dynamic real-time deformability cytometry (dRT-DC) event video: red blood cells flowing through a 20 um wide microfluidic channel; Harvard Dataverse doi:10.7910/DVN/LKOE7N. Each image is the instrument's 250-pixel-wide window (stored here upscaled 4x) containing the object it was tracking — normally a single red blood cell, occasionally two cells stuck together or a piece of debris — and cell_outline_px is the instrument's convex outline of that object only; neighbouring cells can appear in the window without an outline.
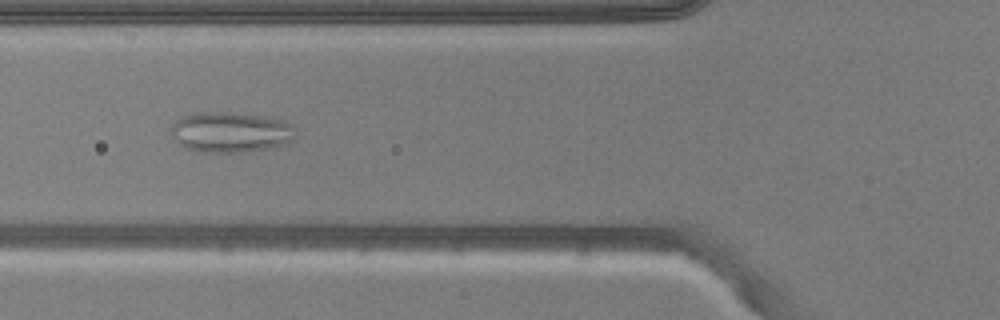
{"species": "common noctule bat (a hibernating species)", "species_latin": "Nyctalus noctula", "temperature_condition": "warm", "stored_images_in_passage": 12, "camera_frame_rate_fps": 3000, "um_per_image_px": 0.085, "animal": {"sex": "male", "body_mass_g": 20.5, "forearm_length_mm": 52.5}, "frame": {"image": 1, "passage_image": 6, "time_ms": 1.667, "image_size_px": [1000, 320], "cell_outline_px": [[296, 136], [288, 144], [268, 148], [240, 152], [208, 152], [188, 148], [180, 144], [172, 136], [172, 124], [176, 120], [184, 116], [196, 112], [232, 112], [272, 116], [284, 120], [292, 128]], "centroid_in_image_um": [19.64, 11.21], "position_along_channel_um": 106.2, "area_um2": 29.36}}